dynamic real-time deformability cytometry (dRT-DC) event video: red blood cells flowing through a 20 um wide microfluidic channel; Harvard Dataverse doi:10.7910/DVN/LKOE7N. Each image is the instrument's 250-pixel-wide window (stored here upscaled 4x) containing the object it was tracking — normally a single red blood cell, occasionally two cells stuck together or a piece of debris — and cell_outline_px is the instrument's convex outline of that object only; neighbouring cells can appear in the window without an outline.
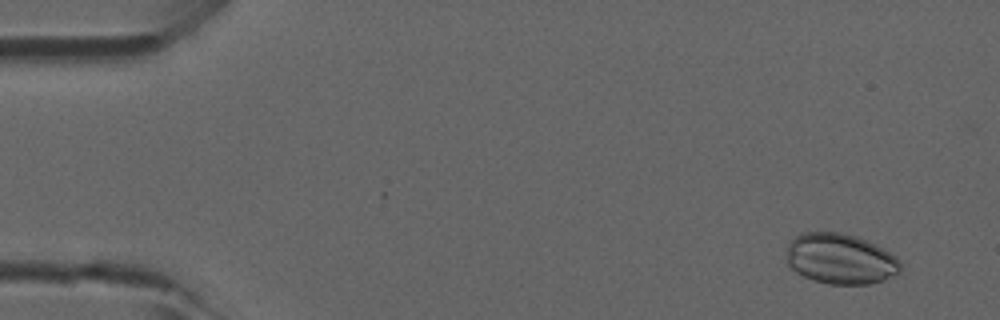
{"species": "common noctule bat (a hibernating species)", "species_latin": "Nyctalus noctula", "temperature_condition": "room temperature", "stored_images_in_passage": 3, "camera_frame_rate_fps": 3000, "um_per_image_px": 0.085, "animal": {"sex": "male", "forearm_length_mm": 52.5}, "frame": {"image": 1, "passage_image": 1, "time_ms": 0.0, "image_size_px": [1000, 320], "cell_outline_px": [[904, 268], [900, 272], [884, 280], [868, 284], [828, 284], [812, 280], [796, 272], [784, 260], [788, 244], [796, 236], [804, 232], [840, 232], [856, 236], [868, 240], [896, 256], [904, 264]], "centroid_in_image_um": [71.45, 22.0], "position_along_channel_um": 13.6, "area_um2": 34.04}}